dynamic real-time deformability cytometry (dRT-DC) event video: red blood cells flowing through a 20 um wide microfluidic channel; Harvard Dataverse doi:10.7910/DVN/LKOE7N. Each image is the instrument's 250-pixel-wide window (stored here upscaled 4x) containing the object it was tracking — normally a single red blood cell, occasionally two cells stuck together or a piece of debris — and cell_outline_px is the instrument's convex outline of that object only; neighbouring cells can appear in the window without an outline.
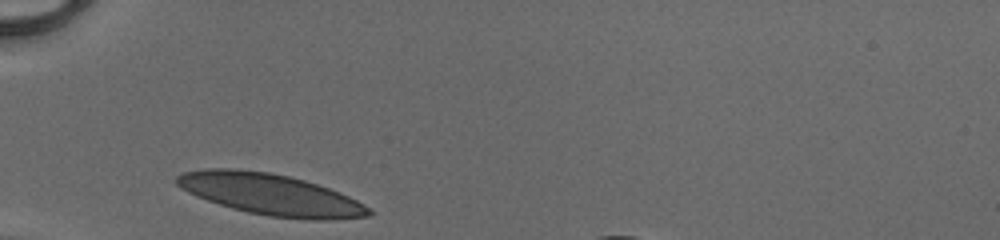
{"species": "human", "species_latin": "Homo sapiens", "temperature_condition": "cold", "stored_images_in_passage": 26, "camera_frame_rate_fps": 3000, "um_per_image_px": 0.085, "donor": {"sex": "male"}, "frame": {"image": 1, "passage_image": 1, "time_ms": 0.0, "image_size_px": [1000, 240], "cell_outline_px": [[372, 212], [368, 216], [324, 220], [316, 220], [268, 216], [248, 212], [232, 208], [196, 196], [188, 192], [176, 184], [176, 176], [184, 172], [204, 168], [232, 168], [268, 172], [288, 176], [304, 180], [340, 192], [364, 204]], "centroid_in_image_um": [22.96, 16.52], "position_along_channel_um": 62.0, "area_um2": 45.78}}
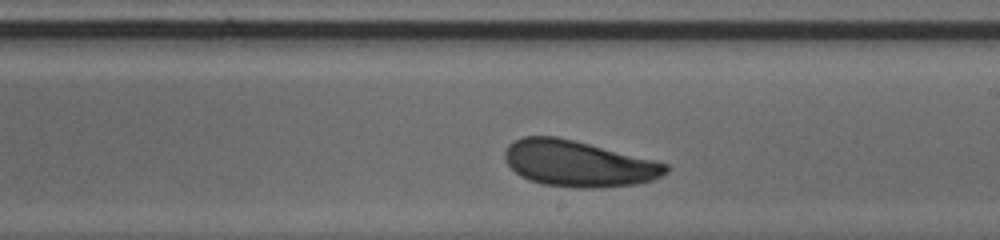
{"frame": {"image": 2, "passage_image": 15, "time_ms": 4.667, "image_size_px": [1000, 240], "cell_outline_px": [[668, 172], [652, 180], [636, 184], [596, 188], [576, 188], [544, 184], [528, 180], [520, 176], [508, 164], [504, 156], [504, 152], [508, 144], [512, 140], [524, 136], [556, 136], [668, 164]], "centroid_in_image_um": [49.11, 13.91], "position_along_channel_um": 239.9, "area_um2": 42.83}}
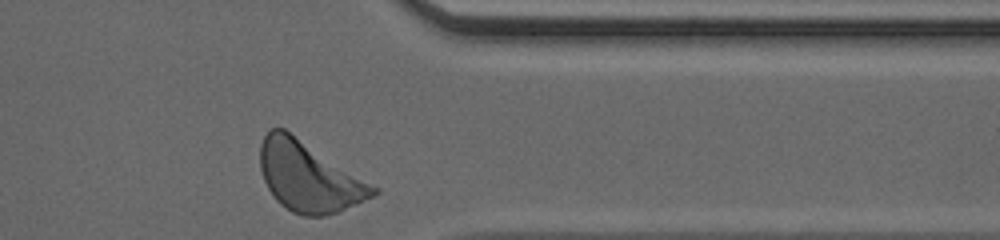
{"frame": {"image": 3, "passage_image": 26, "time_ms": 8.333, "image_size_px": [1000, 240], "cell_outline_px": [[380, 192], [356, 204], [336, 212], [324, 216], [304, 216], [292, 212], [280, 204], [276, 200], [268, 188], [264, 180], [260, 168], [260, 144], [268, 128], [284, 128], [380, 188]], "centroid_in_image_um": [26.24, 15.01], "position_along_channel_um": 385.2, "area_um2": 45.89}, "authors_computed_cell_mechanics": {"area_um2": 43.8124, "velocity_mm_per_s": 4.0656, "shape_relaxation_time_tau1_ms": 2.6183, "shape_relaxation_time_tau2_ms": 9.4236, "deformation_change_tau1": 0.115, "deformation_change_tau2": 0.1787}}